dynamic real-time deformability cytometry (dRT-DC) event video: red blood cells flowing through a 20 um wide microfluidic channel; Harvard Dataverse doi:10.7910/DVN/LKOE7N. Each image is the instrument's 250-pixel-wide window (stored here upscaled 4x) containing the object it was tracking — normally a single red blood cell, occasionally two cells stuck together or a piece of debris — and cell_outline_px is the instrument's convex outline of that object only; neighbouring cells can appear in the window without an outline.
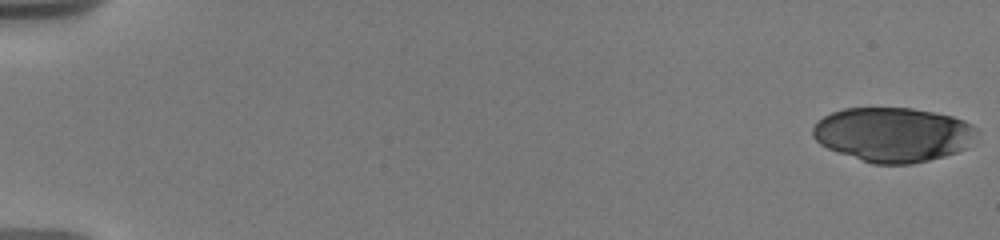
{"species": "human", "species_latin": "Homo sapiens", "temperature_condition": "warm", "stored_images_in_passage": 40, "camera_frame_rate_fps": 3000, "um_per_image_px": 0.085, "donor": {"sex": "male"}, "frame": {"image": 1, "passage_image": 1, "time_ms": 0.0, "image_size_px": [1000, 240], "cell_outline_px": [[980, 132], [968, 148], [944, 156], [912, 164], [872, 164], [828, 148], [820, 144], [812, 136], [812, 128], [824, 116], [832, 112], [844, 108], [912, 108], [952, 116], [964, 120], [980, 128]], "centroid_in_image_um": [75.97, 11.44], "position_along_channel_um": 9.0, "area_um2": 52.31}}
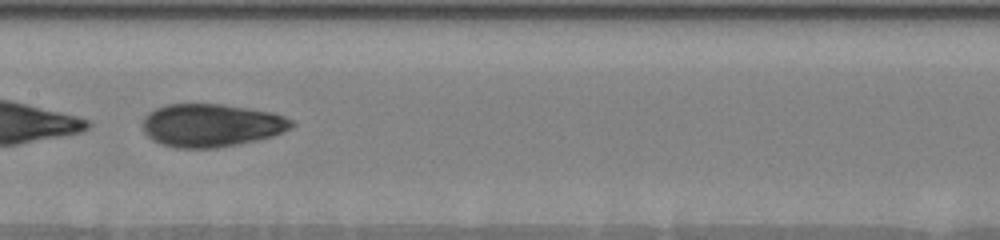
{"frame": {"image": 2, "passage_image": 22, "time_ms": 10.0, "image_size_px": [1000, 240], "cell_outline_px": [[296, 124], [292, 128], [272, 136], [256, 140], [216, 148], [176, 148], [160, 144], [152, 140], [144, 132], [144, 116], [148, 112], [164, 104], [220, 104], [248, 108], [272, 112], [284, 116], [292, 120]], "centroid_in_image_um": [17.96, 10.65], "position_along_channel_um": 189.4, "area_um2": 37.4}}
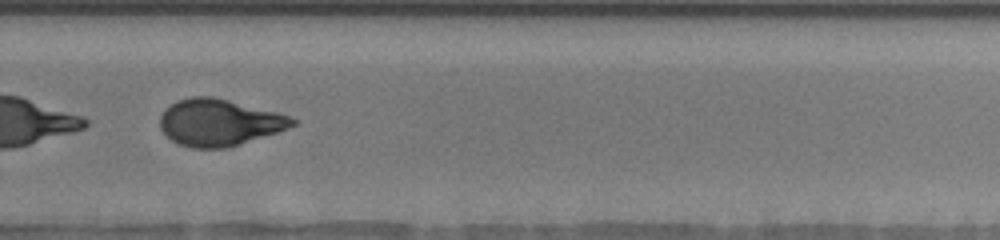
{"frame": {"image": 3, "passage_image": 28, "time_ms": 13.333, "image_size_px": [1000, 240], "cell_outline_px": [[300, 120], [296, 124], [288, 128], [276, 132], [224, 148], [192, 148], [180, 144], [172, 140], [160, 128], [160, 116], [172, 104], [180, 100], [192, 96], [212, 96], [276, 112]], "centroid_in_image_um": [18.63, 10.4], "position_along_channel_um": 311.2, "area_um2": 35.37}}